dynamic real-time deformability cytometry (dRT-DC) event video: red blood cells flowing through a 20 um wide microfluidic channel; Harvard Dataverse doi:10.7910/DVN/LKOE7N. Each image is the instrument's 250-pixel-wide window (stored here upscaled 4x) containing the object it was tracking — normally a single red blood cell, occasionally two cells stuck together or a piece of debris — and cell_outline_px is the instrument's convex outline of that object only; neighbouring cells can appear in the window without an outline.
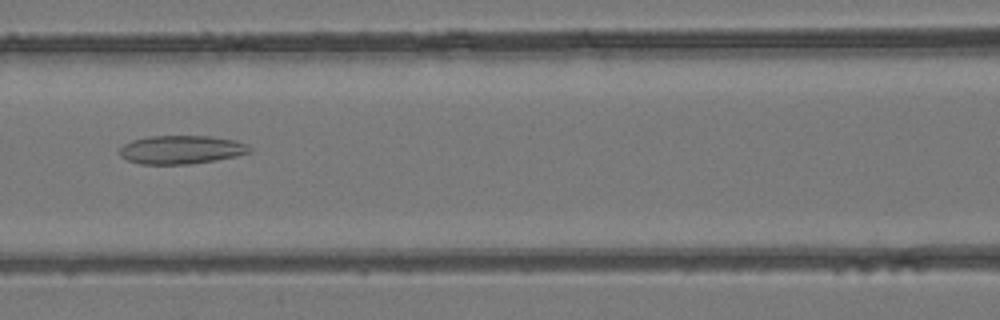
{"species": "common noctule bat (a hibernating species)", "species_latin": "Nyctalus noctula", "temperature_condition": "room temperature", "stored_images_in_passage": 32, "camera_frame_rate_fps": 3000, "um_per_image_px": 0.085, "animal": {"sex": "female", "body_mass_g": 24.6, "forearm_length_mm": 56.2}, "frame": {"image": 1, "passage_image": 9, "time_ms": 2.667, "image_size_px": [1000, 320], "cell_outline_px": [[252, 152], [236, 156], [216, 160], [188, 164], [140, 164], [128, 160], [120, 156], [120, 148], [124, 144], [132, 140], [148, 136], [212, 136], [236, 140], [248, 144], [252, 148]], "centroid_in_image_um": [15.45, 12.72], "position_along_channel_um": 151.2, "area_um2": 21.73}}
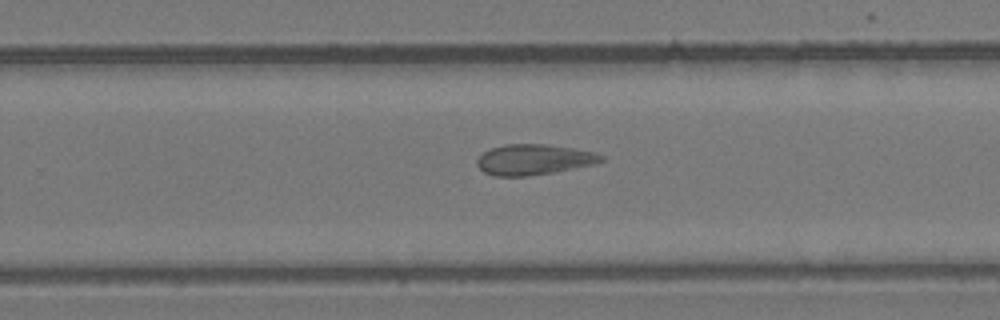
{"frame": {"image": 2, "passage_image": 18, "time_ms": 5.667, "image_size_px": [1000, 320], "cell_outline_px": [[604, 160], [592, 164], [552, 172], [528, 176], [492, 176], [484, 172], [476, 164], [476, 160], [484, 152], [492, 148], [504, 144], [548, 144], [596, 152], [604, 156]], "centroid_in_image_um": [45.35, 13.56], "position_along_channel_um": 284.5, "area_um2": 21.96}}
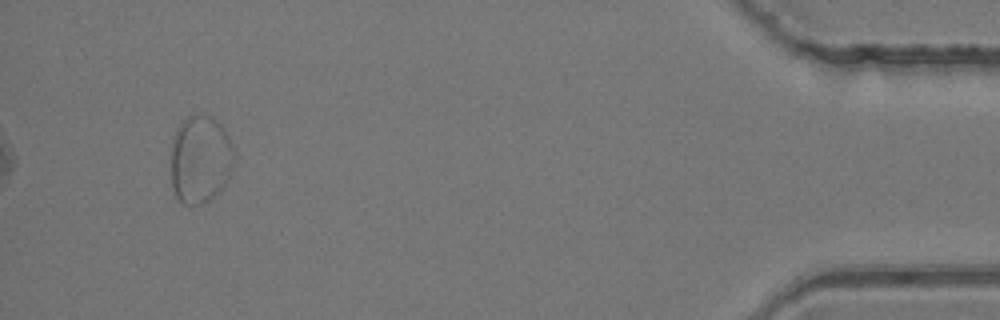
{"frame": {"image": 3, "passage_image": 32, "time_ms": 10.333, "image_size_px": [1000, 320], "cell_outline_px": [[236, 160], [228, 180], [208, 200], [200, 204], [184, 204], [176, 196], [172, 188], [172, 140], [176, 128], [188, 116], [200, 112], [212, 116], [220, 124], [228, 136], [232, 144]], "centroid_in_image_um": [17.04, 13.49], "position_along_channel_um": 418.2, "area_um2": 32.54}}